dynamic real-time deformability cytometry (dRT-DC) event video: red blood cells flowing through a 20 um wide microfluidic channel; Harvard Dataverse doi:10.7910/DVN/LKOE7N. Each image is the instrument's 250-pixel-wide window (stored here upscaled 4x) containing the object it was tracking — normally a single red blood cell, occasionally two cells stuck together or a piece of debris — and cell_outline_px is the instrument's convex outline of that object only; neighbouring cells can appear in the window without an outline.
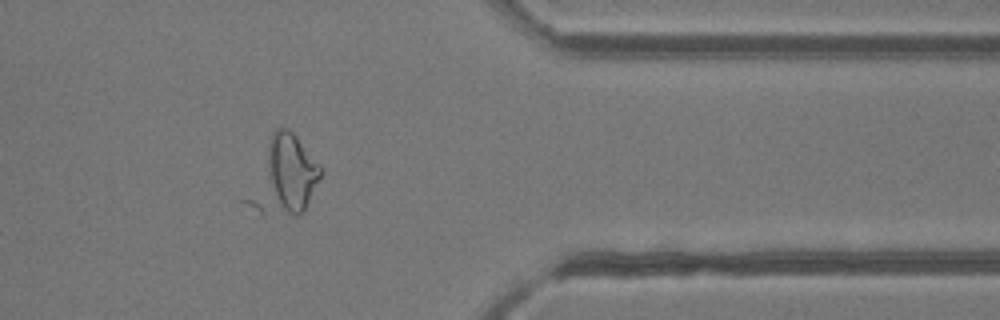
{"species": "common noctule bat (a hibernating species)", "species_latin": "Nyctalus noctula", "temperature_condition": "room temperature", "stored_images_in_passage": 22, "camera_frame_rate_fps": 3000, "um_per_image_px": 0.085, "animal": {"sex": "female"}, "frame": {"image": 1, "passage_image": 20, "time_ms": 6.333, "image_size_px": [1000, 320], "cell_outline_px": [[324, 172], [304, 212], [296, 216], [264, 216], [240, 200], [272, 132], [276, 128], [288, 128], [296, 136], [320, 164]], "centroid_in_image_um": [24.06, 15.05], "position_along_channel_um": 387.3, "area_um2": 34.39}}